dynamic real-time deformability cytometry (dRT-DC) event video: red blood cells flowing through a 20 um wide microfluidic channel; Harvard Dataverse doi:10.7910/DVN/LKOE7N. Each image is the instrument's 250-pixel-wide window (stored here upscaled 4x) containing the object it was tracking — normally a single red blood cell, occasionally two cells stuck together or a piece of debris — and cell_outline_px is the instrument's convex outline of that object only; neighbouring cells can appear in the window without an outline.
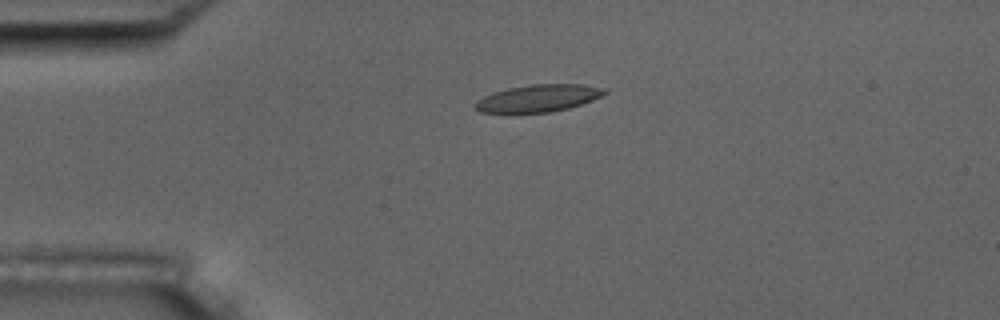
{"species": "common noctule bat (a hibernating species)", "species_latin": "Nyctalus noctula", "temperature_condition": "room temperature", "stored_images_in_passage": 5, "camera_frame_rate_fps": 3000, "um_per_image_px": 0.085, "animal": {"sex": "male", "body_mass_g": 17.5, "forearm_length_mm": 52.3}, "frame": {"image": 1, "passage_image": 5, "time_ms": 5.333, "image_size_px": [1000, 320], "cell_outline_px": [[608, 92], [592, 100], [568, 108], [552, 112], [480, 112], [472, 108], [472, 104], [476, 100], [492, 92], [508, 88], [532, 84], [584, 84], [604, 88]], "centroid_in_image_um": [45.71, 8.34], "position_along_channel_um": 39.3, "area_um2": 20.52}}